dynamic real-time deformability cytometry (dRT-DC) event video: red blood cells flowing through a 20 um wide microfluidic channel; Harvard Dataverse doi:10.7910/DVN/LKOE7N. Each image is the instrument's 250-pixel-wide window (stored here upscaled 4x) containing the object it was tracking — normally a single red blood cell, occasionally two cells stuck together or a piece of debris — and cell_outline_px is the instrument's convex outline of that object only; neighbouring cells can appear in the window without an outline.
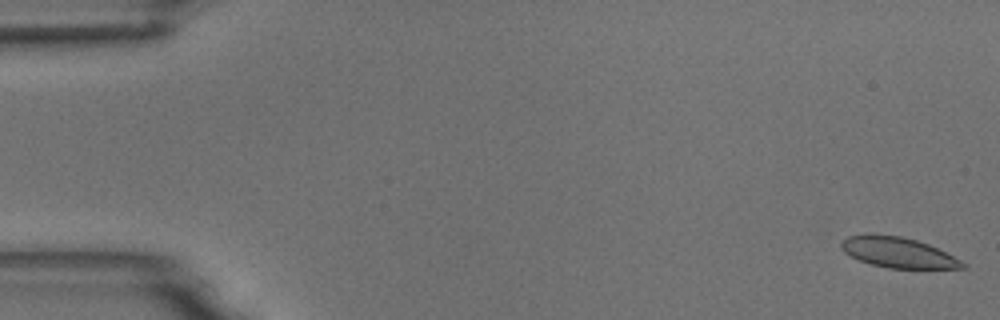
{"species": "common noctule bat (a hibernating species)", "species_latin": "Nyctalus noctula", "temperature_condition": "room temperature", "stored_images_in_passage": 5, "camera_frame_rate_fps": 3000, "um_per_image_px": 0.085, "animal": {"sex": "male", "body_mass_g": 18.8}, "frame": {"image": 1, "passage_image": 1, "time_ms": 0.0, "image_size_px": [1000, 320], "cell_outline_px": [[968, 268], [888, 268], [872, 264], [860, 260], [844, 252], [840, 248], [840, 244], [848, 236], [868, 232], [872, 232], [900, 236], [916, 240], [928, 244], [968, 264]], "centroid_in_image_um": [76.29, 21.43], "position_along_channel_um": 8.7, "area_um2": 21.56}}
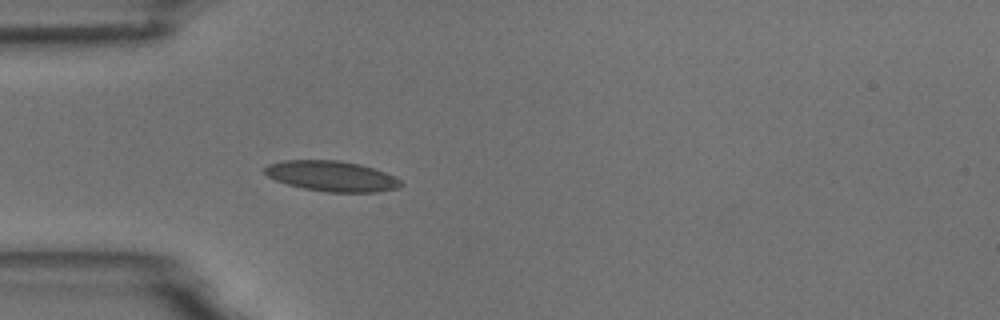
{"frame": {"image": 2, "passage_image": 5, "time_ms": 5.0, "image_size_px": [1000, 320], "cell_outline_px": [[404, 184], [396, 188], [376, 192], [328, 192], [304, 188], [288, 184], [276, 180], [268, 176], [264, 172], [264, 168], [268, 164], [284, 160], [340, 160], [360, 164], [384, 172], [400, 180]], "centroid_in_image_um": [28.18, 14.96], "position_along_channel_um": 56.8, "area_um2": 23.93}}